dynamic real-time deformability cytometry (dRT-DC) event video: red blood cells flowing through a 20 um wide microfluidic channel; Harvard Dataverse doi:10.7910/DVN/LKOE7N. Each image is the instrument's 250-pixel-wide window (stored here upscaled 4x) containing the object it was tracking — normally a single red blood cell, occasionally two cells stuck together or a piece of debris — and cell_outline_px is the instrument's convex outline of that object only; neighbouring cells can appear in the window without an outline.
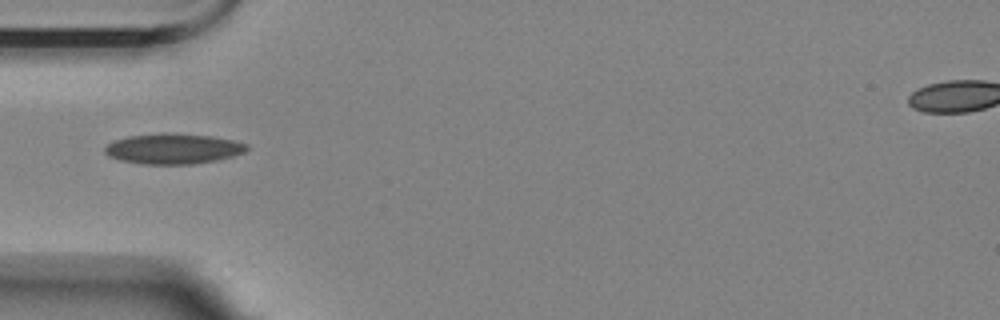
{"species": "Egyptian fruit bat (a non-hibernating species)", "species_latin": "Rousettus aegyptiacus", "temperature_condition": "room temperature", "stored_images_in_passage": 11, "camera_frame_rate_fps": 3000, "um_per_image_px": 0.085, "animal": {"sex": "female"}, "frame": {"image": 1, "passage_image": 1, "time_ms": 0.0, "image_size_px": [1000, 320], "cell_outline_px": [[248, 148], [244, 152], [232, 156], [216, 160], [192, 164], [144, 164], [120, 160], [108, 156], [104, 152], [104, 148], [112, 140], [128, 136], [160, 132], [164, 132], [212, 136], [232, 140], [248, 144]], "centroid_in_image_um": [14.68, 12.63], "position_along_channel_um": 70.3, "area_um2": 25.26}}
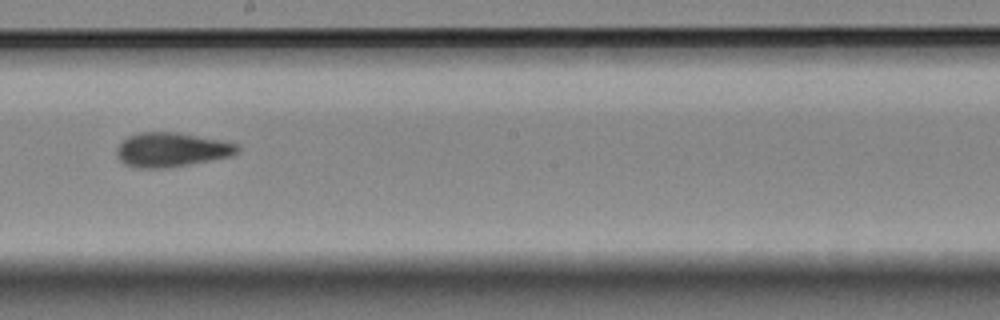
{"frame": {"image": 2, "passage_image": 5, "time_ms": 4.667, "image_size_px": [1000, 320], "cell_outline_px": [[240, 148], [232, 156], [168, 168], [140, 168], [124, 164], [116, 156], [116, 148], [128, 136], [140, 132], [176, 132], [220, 140], [236, 144]], "centroid_in_image_um": [14.54, 12.73], "position_along_channel_um": 233.7, "area_um2": 23.99}}
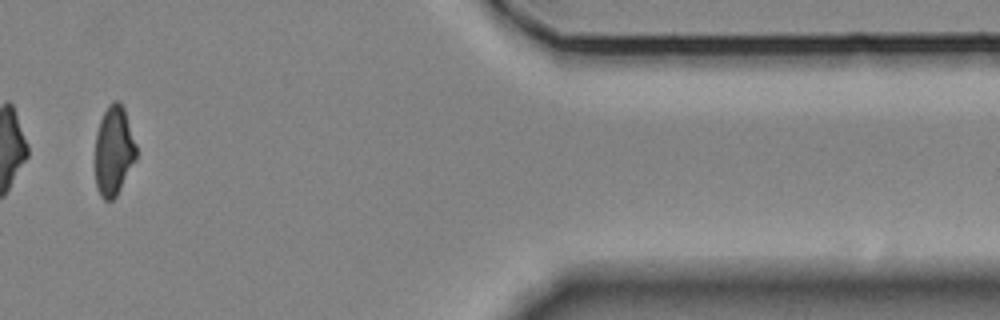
{"frame": {"image": 3, "passage_image": 10, "time_ms": 10.667, "image_size_px": [1000, 320], "cell_outline_px": [[136, 160], [116, 196], [112, 200], [104, 200], [100, 196], [96, 188], [96, 132], [100, 120], [108, 104], [116, 100], [120, 100], [124, 108], [136, 144]], "centroid_in_image_um": [9.67, 12.81], "position_along_channel_um": 401.7, "area_um2": 21.44}, "authors_computed_cell_mechanics": {"area_um2": 23.698, "velocity_mm_per_s": 3.4784, "shape_relaxation_time_tau1_ms": 5.57, "shape_relaxation_time_tau2_ms": 1.9238, "deformation_change_tau1": 0.1155, "deformation_change_tau2": 0.0688}}